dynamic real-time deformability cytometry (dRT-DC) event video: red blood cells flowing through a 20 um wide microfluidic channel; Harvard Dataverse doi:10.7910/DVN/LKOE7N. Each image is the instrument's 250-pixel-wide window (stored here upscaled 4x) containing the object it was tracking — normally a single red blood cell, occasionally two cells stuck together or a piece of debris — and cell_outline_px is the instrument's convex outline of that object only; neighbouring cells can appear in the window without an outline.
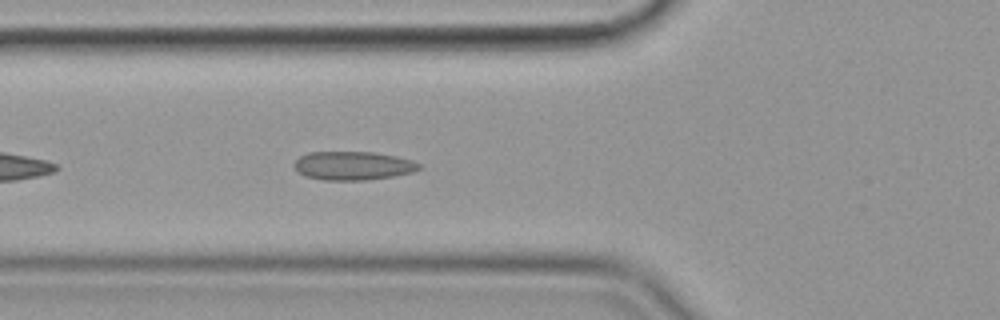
{"species": "common noctule bat (a hibernating species)", "species_latin": "Nyctalus noctula", "temperature_condition": "cold", "stored_images_in_passage": 40, "camera_frame_rate_fps": 3000, "um_per_image_px": 0.085, "animal": {"sex": "female", "body_mass_g": 19.9}, "frame": {"image": 1, "passage_image": 6, "time_ms": 1.667, "image_size_px": [1000, 320], "cell_outline_px": [[420, 168], [412, 172], [392, 176], [364, 180], [324, 180], [304, 176], [292, 164], [300, 156], [308, 152], [372, 152], [396, 156], [412, 160], [420, 164]], "centroid_in_image_um": [29.98, 14.08], "position_along_channel_um": 95.8, "area_um2": 20.69}}
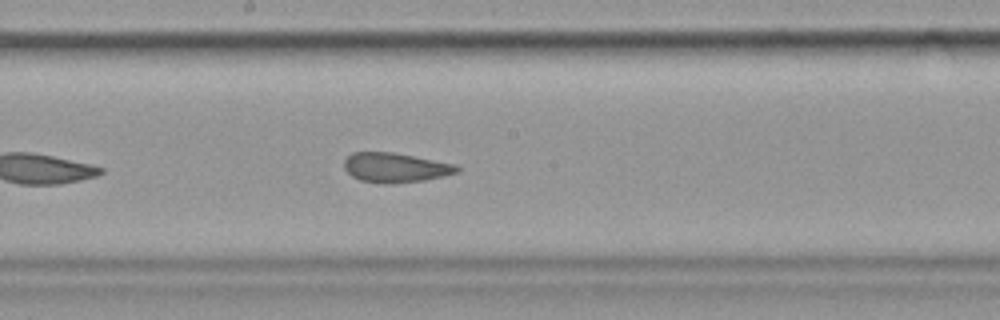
{"frame": {"image": 2, "passage_image": 16, "time_ms": 5.0, "image_size_px": [1000, 320], "cell_outline_px": [[460, 172], [444, 176], [424, 180], [360, 180], [352, 176], [344, 168], [344, 160], [352, 152], [392, 152], [456, 164], [460, 168]], "centroid_in_image_um": [33.64, 14.18], "position_along_channel_um": 214.6, "area_um2": 18.5}}
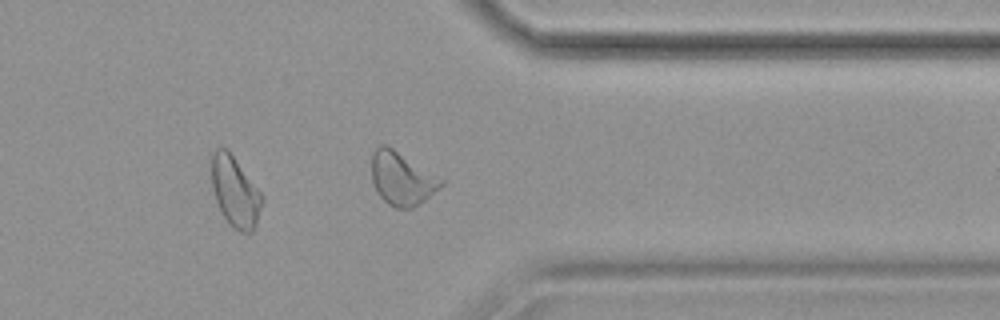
{"frame": {"image": 3, "passage_image": 30, "time_ms": 9.667, "image_size_px": [1000, 320], "cell_outline_px": [[264, 200], [256, 224], [252, 232], [240, 232], [232, 228], [228, 224], [216, 200], [212, 188], [208, 156], [216, 148], [228, 148], [264, 196]], "centroid_in_image_um": [19.95, 16.24], "position_along_channel_um": 391.4, "area_um2": 21.39}, "authors_computed_cell_mechanics": {"area_um2": 20.3745, "velocity_mm_per_s": 3.5629, "shape_relaxation_time_tau1_ms": null, "shape_relaxation_time_tau2_ms": 1.5581, "deformation_change_tau1": null, "deformation_change_tau2": 0.0674}}